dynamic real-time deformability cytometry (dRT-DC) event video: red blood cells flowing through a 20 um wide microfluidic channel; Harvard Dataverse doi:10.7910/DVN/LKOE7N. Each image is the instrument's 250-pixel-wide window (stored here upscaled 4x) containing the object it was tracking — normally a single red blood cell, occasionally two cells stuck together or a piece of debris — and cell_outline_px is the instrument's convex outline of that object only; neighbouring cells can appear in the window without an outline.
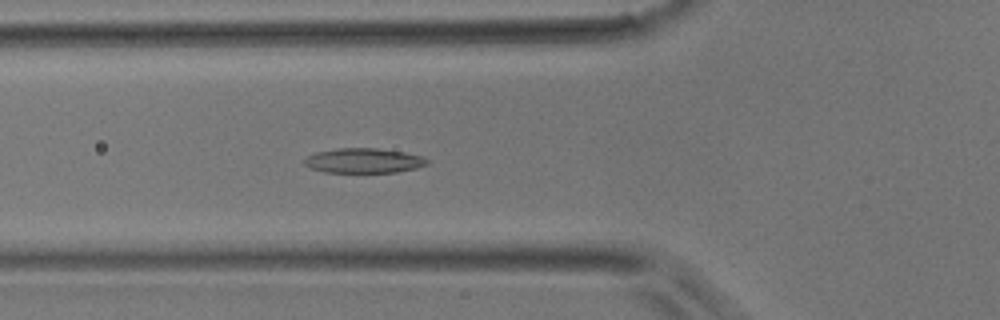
{"species": "common noctule bat (a hibernating species)", "species_latin": "Nyctalus noctula", "temperature_condition": "room temperature", "stored_images_in_passage": 36, "camera_frame_rate_fps": 3000, "um_per_image_px": 0.085, "animal": {"sex": "male", "body_mass_g": 17.9}, "frame": {"image": 1, "passage_image": 6, "time_ms": 1.667, "image_size_px": [1000, 320], "cell_outline_px": [[428, 164], [416, 168], [396, 172], [324, 172], [312, 168], [304, 164], [304, 160], [308, 156], [316, 152], [336, 148], [376, 148], [404, 152], [424, 156], [428, 160]], "centroid_in_image_um": [30.94, 13.65], "position_along_channel_um": 94.9, "area_um2": 17.69}}
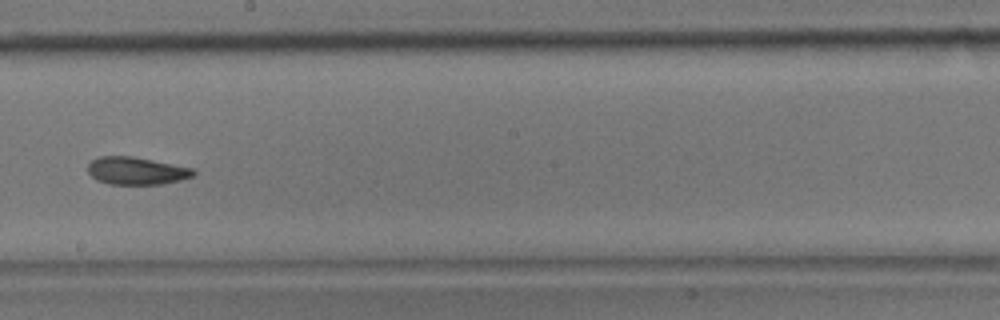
{"frame": {"image": 2, "passage_image": 16, "time_ms": 5.0, "image_size_px": [1000, 320], "cell_outline_px": [[196, 172], [192, 176], [180, 180], [160, 184], [108, 184], [96, 180], [88, 172], [88, 164], [92, 160], [100, 156], [132, 156], [192, 168]], "centroid_in_image_um": [11.56, 14.52], "position_along_channel_um": 236.6, "area_um2": 16.82}}
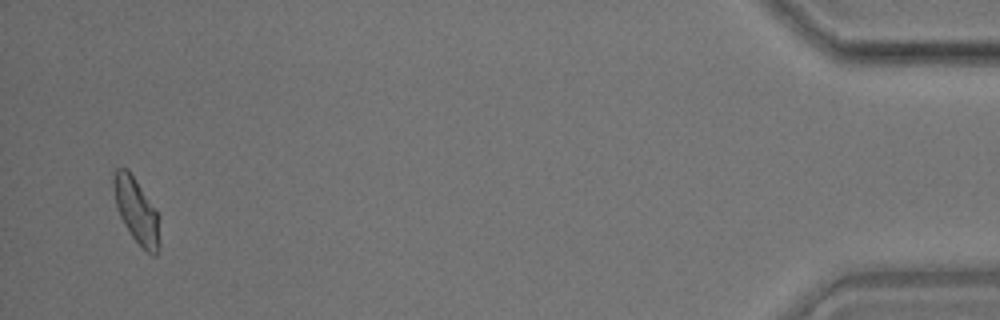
{"frame": {"image": 3, "passage_image": 35, "time_ms": 11.333, "image_size_px": [1000, 320], "cell_outline_px": [[160, 248], [156, 256], [152, 256], [132, 236], [124, 224], [116, 208], [112, 188], [112, 172], [116, 168], [128, 168], [156, 208], [160, 216]], "centroid_in_image_um": [11.61, 17.88], "position_along_channel_um": 423.6, "area_um2": 18.09}}